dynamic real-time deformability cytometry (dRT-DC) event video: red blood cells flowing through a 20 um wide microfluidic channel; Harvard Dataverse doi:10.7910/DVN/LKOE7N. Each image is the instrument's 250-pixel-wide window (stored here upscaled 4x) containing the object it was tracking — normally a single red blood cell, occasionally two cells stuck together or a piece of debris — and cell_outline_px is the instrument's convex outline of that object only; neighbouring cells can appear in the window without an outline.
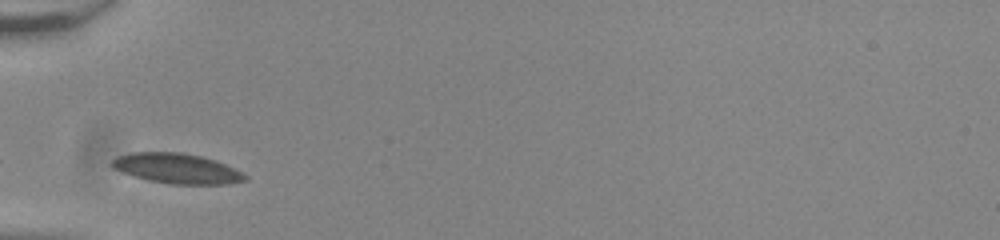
{"species": "common noctule bat (a hibernating species)", "species_latin": "Nyctalus noctula", "temperature_condition": "room temperature", "stored_images_in_passage": 25, "camera_frame_rate_fps": 3000, "um_per_image_px": 0.085, "animal": {"sex": "male", "body_mass_g": 20.0, "forearm_length_mm": 53.3}, "frame": {"image": 1, "passage_image": 1, "time_ms": 0.0, "image_size_px": [1000, 240], "cell_outline_px": [[248, 180], [224, 184], [172, 184], [148, 180], [112, 168], [112, 160], [120, 156], [132, 152], [180, 152], [200, 156], [224, 164], [248, 176]], "centroid_in_image_um": [15.04, 14.32], "position_along_channel_um": 70.0, "area_um2": 22.83}, "authors_computed_cell_mechanics": {"area_um2": 16.2996, "velocity_mm_per_s": 3.785, "shape_relaxation_time_tau1_ms": 2.2377, "shape_relaxation_time_tau2_ms": null, "deformation_change_tau1": 0.0591, "deformation_change_tau2": null}}